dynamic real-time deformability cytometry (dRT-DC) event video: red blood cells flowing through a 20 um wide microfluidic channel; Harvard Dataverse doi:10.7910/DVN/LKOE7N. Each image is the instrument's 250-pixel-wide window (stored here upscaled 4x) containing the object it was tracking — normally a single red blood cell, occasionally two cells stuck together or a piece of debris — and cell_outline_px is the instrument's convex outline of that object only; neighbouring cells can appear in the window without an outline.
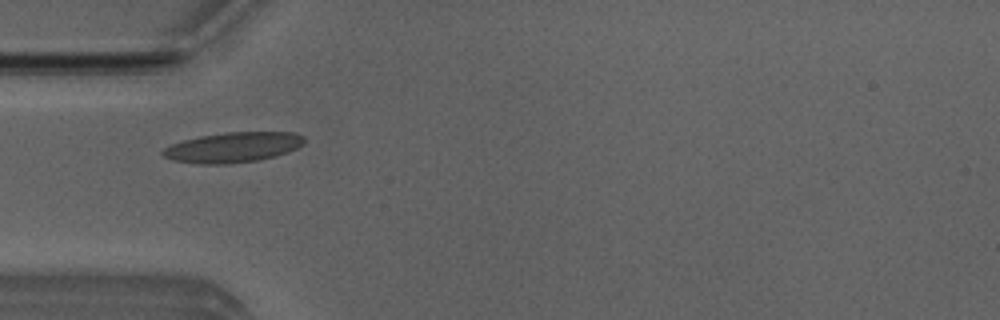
{"species": "Egyptian fruit bat (a non-hibernating species)", "species_latin": "Rousettus aegyptiacus", "temperature_condition": "room temperature", "stored_images_in_passage": 34, "camera_frame_rate_fps": 3000, "um_per_image_px": 0.085, "animal": {"sex": "male"}, "frame": {"image": 1, "passage_image": 6, "time_ms": 1.667, "image_size_px": [1000, 320], "cell_outline_px": [[304, 144], [288, 152], [276, 156], [256, 160], [228, 164], [196, 164], [172, 160], [164, 156], [160, 152], [164, 148], [172, 144], [184, 140], [200, 136], [228, 132], [292, 132], [304, 136]], "centroid_in_image_um": [19.8, 12.53], "position_along_channel_um": 65.2, "area_um2": 24.85}}
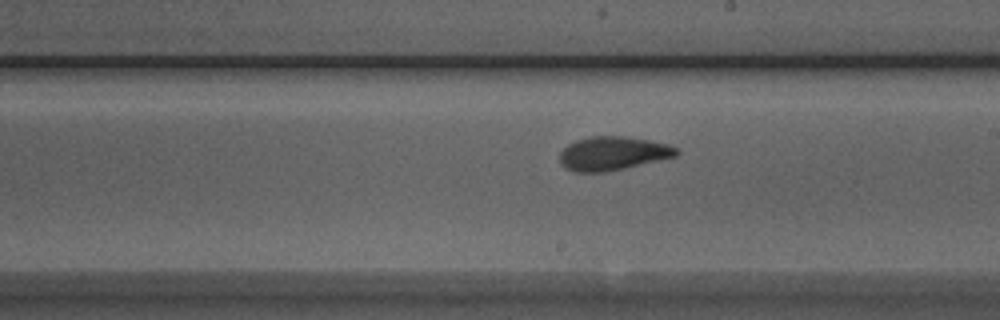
{"frame": {"image": 2, "passage_image": 19, "time_ms": 6.0, "image_size_px": [1000, 320], "cell_outline_px": [[680, 152], [676, 156], [624, 168], [604, 172], [572, 172], [564, 168], [560, 164], [560, 152], [568, 144], [576, 140], [588, 136], [624, 136], [648, 140], [668, 144], [676, 148]], "centroid_in_image_um": [52.04, 13.04], "position_along_channel_um": 237.0, "area_um2": 22.95}}
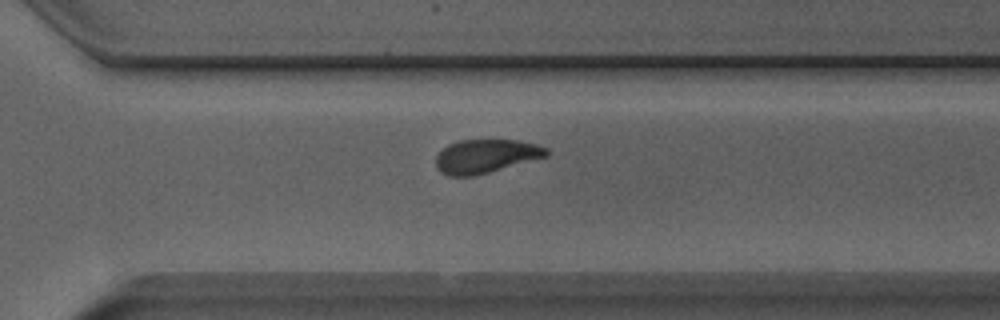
{"frame": {"image": 3, "passage_image": 26, "time_ms": 8.333, "image_size_px": [1000, 320], "cell_outline_px": [[548, 156], [488, 172], [472, 176], [448, 176], [440, 172], [436, 168], [436, 156], [448, 144], [460, 140], [516, 140], [536, 144], [548, 148]], "centroid_in_image_um": [41.27, 13.27], "position_along_channel_um": 329.3, "area_um2": 21.56}, "authors_computed_cell_mechanics": {"area_um2": 22.4264, "velocity_mm_per_s": 3.9732, "shape_relaxation_time_tau1_ms": 4.2678, "shape_relaxation_time_tau2_ms": 2.1381, "deformation_change_tau1": 0.1391, "deformation_change_tau2": 0.091}}